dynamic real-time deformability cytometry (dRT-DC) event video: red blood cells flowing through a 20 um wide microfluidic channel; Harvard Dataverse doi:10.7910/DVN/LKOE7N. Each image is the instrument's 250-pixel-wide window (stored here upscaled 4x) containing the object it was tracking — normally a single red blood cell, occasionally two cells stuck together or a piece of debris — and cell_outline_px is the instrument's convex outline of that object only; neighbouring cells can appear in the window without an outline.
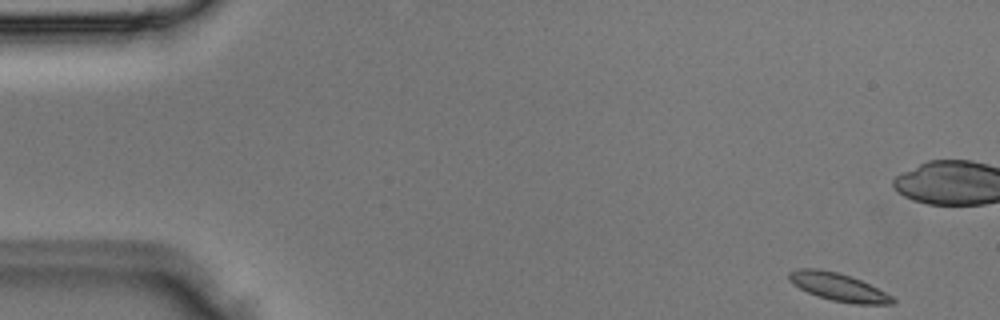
{"species": "Egyptian fruit bat (a non-hibernating species)", "species_latin": "Rousettus aegyptiacus", "temperature_condition": "room temperature", "stored_images_in_passage": 3, "camera_frame_rate_fps": 3000, "um_per_image_px": 0.085, "animal": {"sex": "male"}, "frame": {"image": 1, "passage_image": 1, "time_ms": 0.0, "image_size_px": [1000, 320], "cell_outline_px": [[896, 300], [892, 304], [852, 304], [832, 300], [816, 296], [792, 284], [788, 280], [788, 272], [796, 268], [820, 268], [840, 272], [852, 276], [892, 296]], "centroid_in_image_um": [71.2, 24.37], "position_along_channel_um": 13.8, "area_um2": 16.99}}